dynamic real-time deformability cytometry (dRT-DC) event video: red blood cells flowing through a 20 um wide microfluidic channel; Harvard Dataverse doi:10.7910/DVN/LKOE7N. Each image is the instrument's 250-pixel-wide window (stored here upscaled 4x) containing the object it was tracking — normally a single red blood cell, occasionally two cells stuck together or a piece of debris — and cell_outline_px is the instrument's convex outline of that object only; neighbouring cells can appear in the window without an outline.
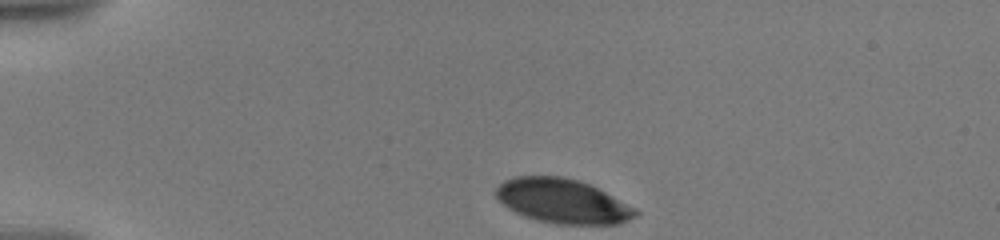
{"species": "human", "species_latin": "Homo sapiens", "temperature_condition": "warm", "stored_images_in_passage": 24, "camera_frame_rate_fps": 3000, "um_per_image_px": 0.085, "donor": {"sex": "male"}, "frame": {"image": 1, "passage_image": 1, "time_ms": 0.0, "image_size_px": [1000, 240], "cell_outline_px": [[640, 212], [636, 216], [620, 224], [556, 224], [536, 220], [524, 216], [508, 208], [496, 196], [496, 188], [504, 180], [516, 176], [564, 176], [588, 184], [636, 208]], "centroid_in_image_um": [47.82, 17.1], "position_along_channel_um": 37.2, "area_um2": 35.84}}
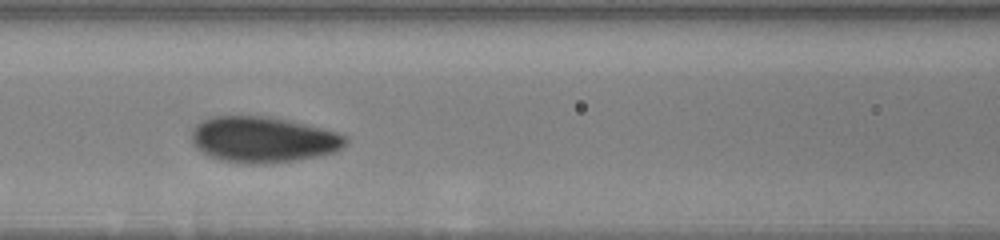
{"frame": {"image": 2, "passage_image": 14, "time_ms": 4.667, "image_size_px": [1000, 240], "cell_outline_px": [[348, 140], [336, 152], [320, 156], [296, 160], [264, 164], [248, 164], [224, 160], [208, 156], [200, 152], [196, 148], [192, 140], [192, 128], [196, 124], [212, 116], [268, 116], [288, 120], [324, 128], [348, 136]], "centroid_in_image_um": [22.37, 11.86], "position_along_channel_um": 144.2, "area_um2": 41.38}}
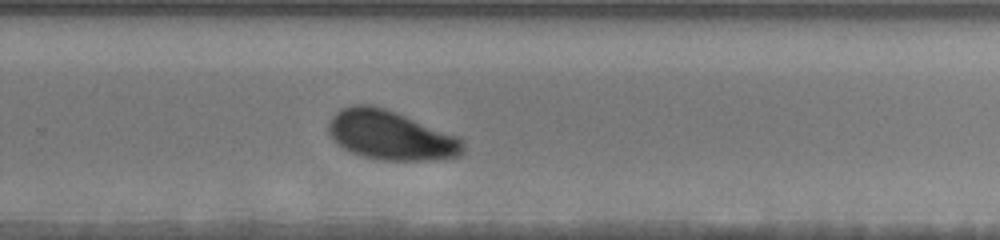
{"frame": {"image": 3, "passage_image": 24, "time_ms": 9.0, "image_size_px": [1000, 240], "cell_outline_px": [[464, 152], [460, 156], [432, 160], [380, 160], [364, 156], [352, 152], [336, 144], [332, 140], [328, 132], [328, 124], [332, 116], [340, 108], [352, 104], [372, 104], [396, 112], [460, 136], [464, 144]], "centroid_in_image_um": [33.21, 11.49], "position_along_channel_um": 296.6, "area_um2": 39.02}}